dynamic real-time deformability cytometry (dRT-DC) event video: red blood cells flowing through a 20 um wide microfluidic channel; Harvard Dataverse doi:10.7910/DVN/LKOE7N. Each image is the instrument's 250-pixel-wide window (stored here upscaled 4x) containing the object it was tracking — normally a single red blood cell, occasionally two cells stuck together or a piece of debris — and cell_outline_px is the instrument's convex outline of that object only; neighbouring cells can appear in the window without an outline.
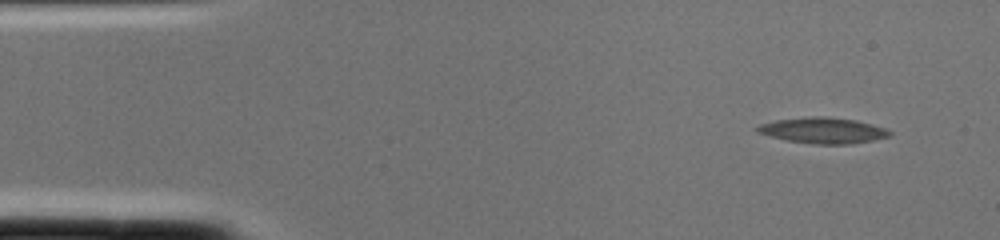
{"species": "common noctule bat (a hibernating species)", "species_latin": "Nyctalus noctula", "temperature_condition": "cold", "stored_images_in_passage": 2, "camera_frame_rate_fps": 3000, "um_per_image_px": 0.085, "animal": {"sex": "female", "body_mass_g": 22.0, "forearm_length_mm": 56.7}, "frame": {"image": 1, "passage_image": 1, "time_ms": 0.0, "image_size_px": [1000, 240], "cell_outline_px": [[892, 136], [852, 144], [816, 144], [788, 140], [756, 132], [756, 128], [760, 124], [776, 120], [812, 116], [820, 116], [856, 120], [872, 124], [884, 128], [892, 132]], "centroid_in_image_um": [69.99, 11.09], "position_along_channel_um": 15.0, "area_um2": 19.71}}
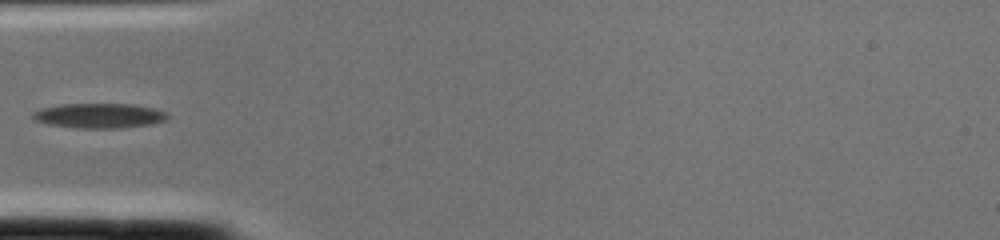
{"frame": {"image": 2, "passage_image": 2, "time_ms": 0.333, "image_size_px": [1000, 240], "cell_outline_px": [[168, 120], [152, 124], [120, 128], [76, 128], [48, 124], [36, 120], [32, 116], [32, 112], [40, 108], [60, 104], [132, 104], [152, 108], [168, 112]], "centroid_in_image_um": [8.45, 9.83], "position_along_channel_um": 76.6, "area_um2": 19.59}}